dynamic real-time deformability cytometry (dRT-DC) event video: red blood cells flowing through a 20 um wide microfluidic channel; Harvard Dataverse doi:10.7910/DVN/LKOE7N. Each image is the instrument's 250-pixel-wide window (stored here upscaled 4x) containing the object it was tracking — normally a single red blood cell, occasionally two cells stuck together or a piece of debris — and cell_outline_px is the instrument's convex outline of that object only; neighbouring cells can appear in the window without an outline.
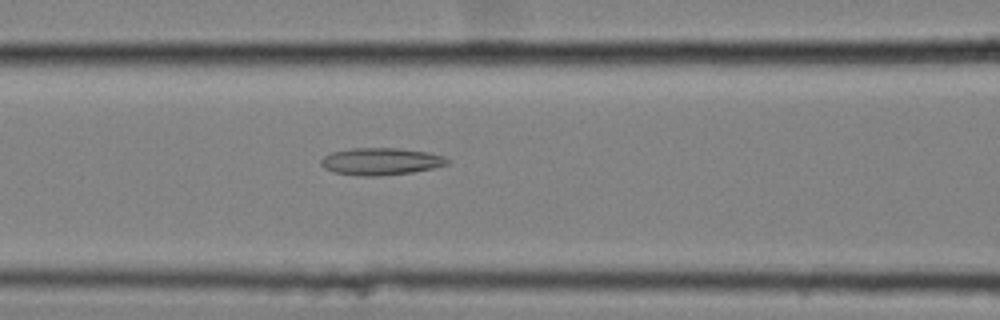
{"species": "common noctule bat (a hibernating species)", "species_latin": "Nyctalus noctula", "temperature_condition": "cold", "stored_images_in_passage": 55, "camera_frame_rate_fps": 3000, "um_per_image_px": 0.085, "animal": {"sex": "female", "body_mass_g": 25.1}, "frame": {"image": 1, "passage_image": 23, "time_ms": 7.333, "image_size_px": [1000, 320], "cell_outline_px": [[452, 160], [448, 164], [432, 168], [412, 172], [376, 176], [364, 176], [332, 172], [324, 168], [320, 164], [320, 160], [324, 156], [332, 152], [348, 148], [396, 148], [428, 152], [444, 156]], "centroid_in_image_um": [32.36, 13.71], "position_along_channel_um": 134.2, "area_um2": 20.06}}
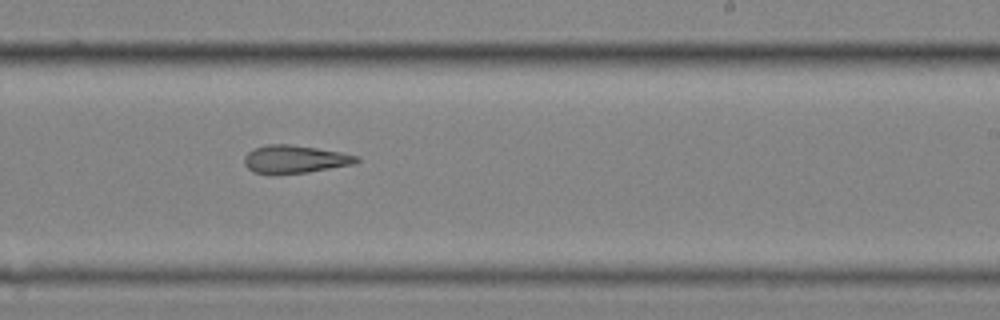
{"frame": {"image": 2, "passage_image": 34, "time_ms": 11.0, "image_size_px": [1000, 320], "cell_outline_px": [[360, 160], [356, 164], [308, 172], [252, 172], [244, 164], [244, 156], [248, 152], [256, 148], [268, 144], [288, 144], [316, 148], [340, 152], [360, 156]], "centroid_in_image_um": [25.12, 13.51], "position_along_channel_um": 263.9, "area_um2": 17.86}}
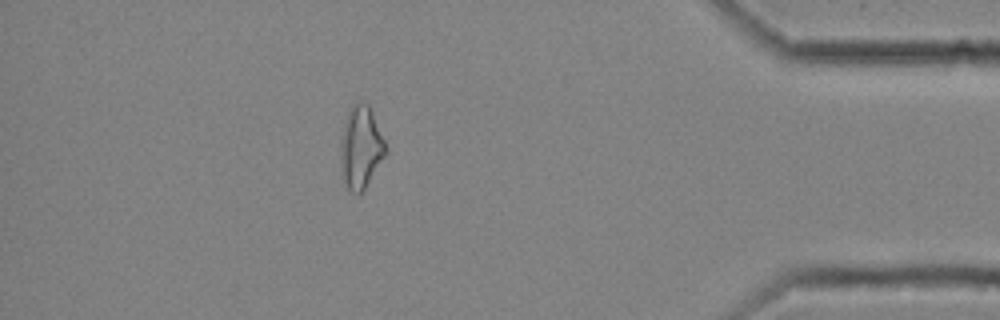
{"frame": {"image": 3, "passage_image": 49, "time_ms": 16.0, "image_size_px": [1000, 320], "cell_outline_px": [[388, 152], [364, 188], [356, 196], [348, 188], [344, 180], [340, 164], [340, 140], [348, 112], [352, 104], [368, 104], [372, 112], [384, 140]], "centroid_in_image_um": [30.66, 12.55], "position_along_channel_um": 404.5, "area_um2": 21.27}, "authors_computed_cell_mechanics": {"area_um2": 20.1722, "velocity_mm_per_s": 3.5483, "shape_relaxation_time_tau1_ms": null, "shape_relaxation_time_tau2_ms": 7.8444, "deformation_change_tau1": null, "deformation_change_tau2": 0.22}}